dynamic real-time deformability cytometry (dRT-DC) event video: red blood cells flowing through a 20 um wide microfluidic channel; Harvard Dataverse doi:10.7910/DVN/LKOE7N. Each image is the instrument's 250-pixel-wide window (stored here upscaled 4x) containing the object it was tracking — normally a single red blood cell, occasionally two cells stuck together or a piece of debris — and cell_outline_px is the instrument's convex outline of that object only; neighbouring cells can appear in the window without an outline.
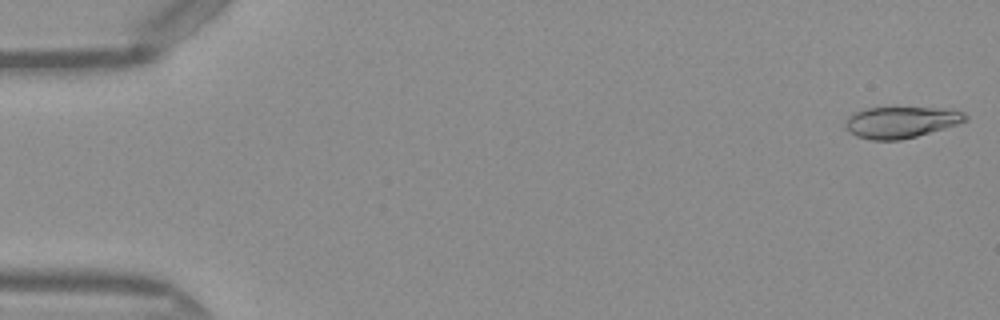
{"species": "Egyptian fruit bat (a non-hibernating species)", "species_latin": "Rousettus aegyptiacus", "temperature_condition": "warm", "stored_images_in_passage": 49, "camera_frame_rate_fps": 3000, "um_per_image_px": 0.085, "frame": {"image": 1, "passage_image": 1, "time_ms": 0.0, "image_size_px": [1000, 320], "cell_outline_px": [[968, 120], [956, 124], [916, 136], [900, 140], [872, 140], [856, 136], [844, 124], [848, 116], [856, 112], [868, 108], [952, 108], [964, 112], [968, 116]], "centroid_in_image_um": [76.62, 10.38], "position_along_channel_um": 8.4, "area_um2": 21.68}}
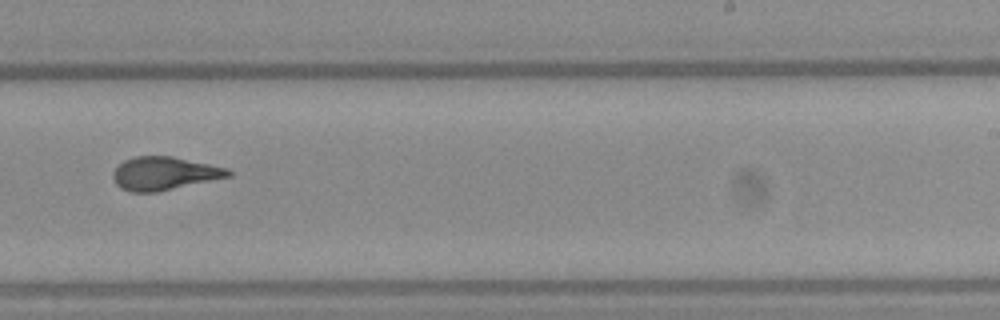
{"frame": {"image": 2, "passage_image": 31, "time_ms": 10.0, "image_size_px": [1000, 320], "cell_outline_px": [[232, 176], [156, 192], [128, 192], [120, 188], [116, 184], [112, 176], [112, 172], [124, 160], [136, 156], [172, 156], [228, 168], [232, 172]], "centroid_in_image_um": [13.95, 14.74], "position_along_channel_um": 275.0, "area_um2": 22.31}}
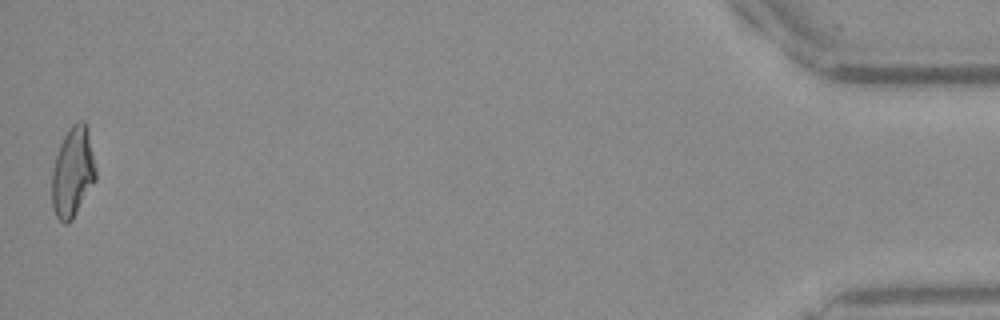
{"frame": {"image": 3, "passage_image": 49, "time_ms": 16.0, "image_size_px": [1000, 320], "cell_outline_px": [[96, 180], [72, 220], [68, 224], [64, 224], [56, 216], [52, 208], [52, 172], [56, 156], [60, 144], [68, 128], [72, 124], [80, 120], [84, 120], [88, 128], [96, 168]], "centroid_in_image_um": [6.19, 14.63], "position_along_channel_um": 429.0, "area_um2": 23.18}, "authors_computed_cell_mechanics": {"area_um2": 22.1374, "velocity_mm_per_s": 4.106, "shape_relaxation_time_tau1_ms": 9.7437, "shape_relaxation_time_tau2_ms": 1.2983, "deformation_change_tau1": 0.2963, "deformation_change_tau2": 0.0707}}